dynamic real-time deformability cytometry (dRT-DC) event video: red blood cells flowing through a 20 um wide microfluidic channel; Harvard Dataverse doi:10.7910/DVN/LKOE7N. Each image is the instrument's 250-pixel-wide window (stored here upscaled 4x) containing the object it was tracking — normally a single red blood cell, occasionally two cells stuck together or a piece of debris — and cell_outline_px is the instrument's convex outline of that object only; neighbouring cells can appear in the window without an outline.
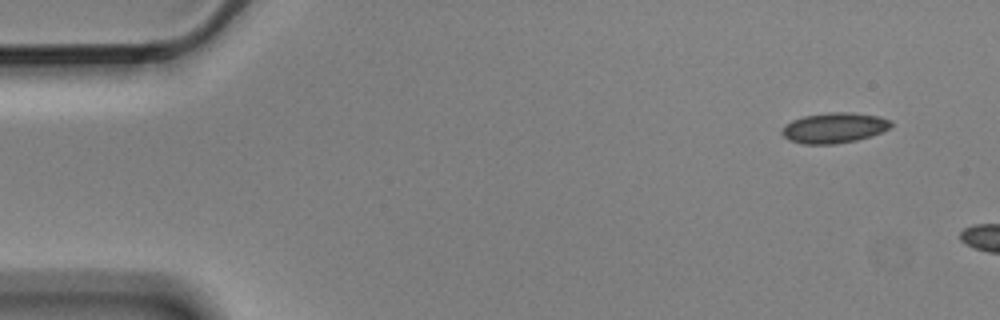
{"species": "Egyptian fruit bat (a non-hibernating species)", "species_latin": "Rousettus aegyptiacus", "temperature_condition": "cold", "stored_images_in_passage": 2, "camera_frame_rate_fps": 3000, "um_per_image_px": 0.085, "animal": {"sex": "male"}, "frame": {"image": 1, "passage_image": 1, "time_ms": 0.0, "image_size_px": [1000, 320], "cell_outline_px": [[892, 124], [888, 128], [872, 136], [856, 140], [836, 144], [804, 144], [788, 140], [780, 132], [792, 120], [804, 116], [828, 112], [848, 112], [880, 116], [892, 120]], "centroid_in_image_um": [70.92, 10.86], "position_along_channel_um": 14.1, "area_um2": 19.25}}